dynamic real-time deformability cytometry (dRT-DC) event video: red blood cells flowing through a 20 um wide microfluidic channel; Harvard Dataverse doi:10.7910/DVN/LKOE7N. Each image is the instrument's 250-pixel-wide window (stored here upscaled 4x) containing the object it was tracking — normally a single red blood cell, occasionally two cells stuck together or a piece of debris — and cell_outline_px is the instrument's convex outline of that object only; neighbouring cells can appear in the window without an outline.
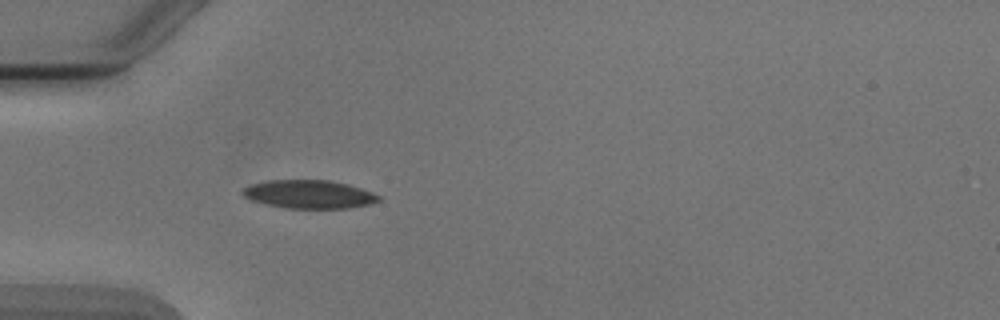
{"species": "Egyptian fruit bat (a non-hibernating species)", "species_latin": "Rousettus aegyptiacus", "temperature_condition": "cold", "stored_images_in_passage": 4, "camera_frame_rate_fps": 3000, "um_per_image_px": 0.085, "animal": {"sex": "male"}, "frame": {"image": 1, "passage_image": 4, "time_ms": 3.667, "image_size_px": [1000, 320], "cell_outline_px": [[380, 200], [368, 204], [348, 208], [284, 208], [264, 204], [252, 200], [244, 196], [240, 192], [244, 188], [252, 184], [268, 180], [328, 180], [348, 184], [372, 192], [380, 196]], "centroid_in_image_um": [26.25, 16.51], "position_along_channel_um": 58.8, "area_um2": 22.37}}